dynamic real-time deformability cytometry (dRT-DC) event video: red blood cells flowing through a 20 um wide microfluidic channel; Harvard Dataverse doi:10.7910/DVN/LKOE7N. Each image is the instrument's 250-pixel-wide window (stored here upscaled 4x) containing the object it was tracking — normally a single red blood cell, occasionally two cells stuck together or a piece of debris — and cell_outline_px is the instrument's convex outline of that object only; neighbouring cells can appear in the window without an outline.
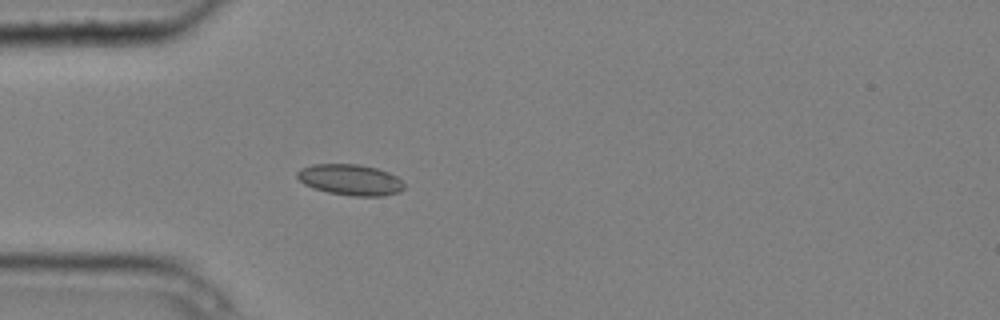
{"species": "common noctule bat (a hibernating species)", "species_latin": "Nyctalus noctula", "temperature_condition": "cold", "stored_images_in_passage": 3, "camera_frame_rate_fps": 3000, "um_per_image_px": 0.085, "animal": {"sex": "male", "body_mass_g": 20.4}, "frame": {"image": 1, "passage_image": 3, "time_ms": 0.667, "image_size_px": [1000, 320], "cell_outline_px": [[404, 188], [400, 192], [384, 196], [352, 196], [328, 192], [312, 188], [304, 184], [296, 176], [296, 172], [300, 168], [312, 164], [360, 164], [376, 168], [388, 172], [396, 176], [404, 184]], "centroid_in_image_um": [29.76, 15.28], "position_along_channel_um": 55.2, "area_um2": 19.42}}